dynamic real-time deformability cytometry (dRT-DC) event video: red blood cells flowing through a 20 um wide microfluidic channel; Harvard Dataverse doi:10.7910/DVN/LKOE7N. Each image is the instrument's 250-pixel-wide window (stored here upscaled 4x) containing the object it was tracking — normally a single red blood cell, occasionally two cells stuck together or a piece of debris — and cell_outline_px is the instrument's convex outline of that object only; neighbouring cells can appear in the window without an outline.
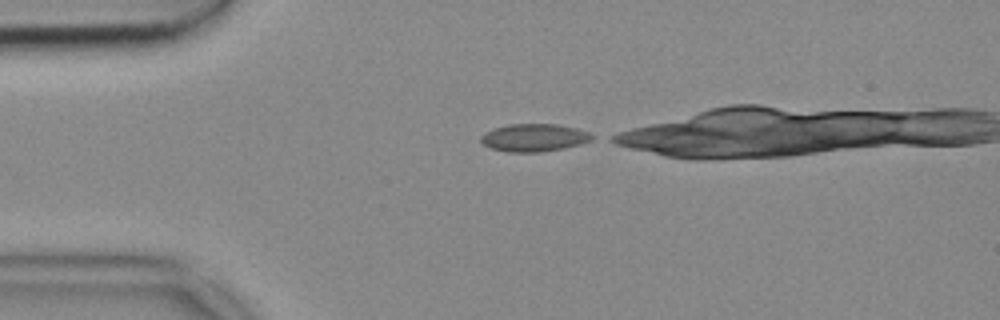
{"species": "common noctule bat (a hibernating species)", "species_latin": "Nyctalus noctula", "temperature_condition": "cold", "stored_images_in_passage": 11, "camera_frame_rate_fps": 3000, "um_per_image_px": 0.085, "animal": {"sex": "female", "body_mass_g": 18.4}, "frame": {"image": 1, "passage_image": 1, "time_ms": 0.0, "image_size_px": [1000, 320], "cell_outline_px": [[596, 136], [592, 140], [580, 144], [564, 148], [540, 152], [508, 152], [492, 148], [484, 144], [480, 140], [480, 136], [484, 132], [508, 124], [556, 124], [576, 128], [588, 132]], "centroid_in_image_um": [45.41, 11.7], "position_along_channel_um": 39.6, "area_um2": 17.92}}
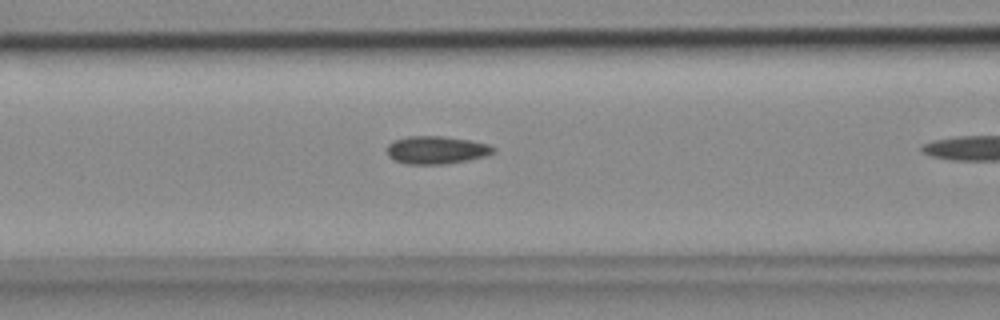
{"frame": {"image": 2, "passage_image": 10, "time_ms": 3.0, "image_size_px": [1000, 320], "cell_outline_px": [[496, 152], [484, 156], [468, 160], [444, 164], [404, 164], [388, 156], [388, 144], [392, 140], [408, 136], [444, 136], [468, 140], [488, 144], [496, 148]], "centroid_in_image_um": [37.09, 12.74], "position_along_channel_um": 129.5, "area_um2": 17.28}}